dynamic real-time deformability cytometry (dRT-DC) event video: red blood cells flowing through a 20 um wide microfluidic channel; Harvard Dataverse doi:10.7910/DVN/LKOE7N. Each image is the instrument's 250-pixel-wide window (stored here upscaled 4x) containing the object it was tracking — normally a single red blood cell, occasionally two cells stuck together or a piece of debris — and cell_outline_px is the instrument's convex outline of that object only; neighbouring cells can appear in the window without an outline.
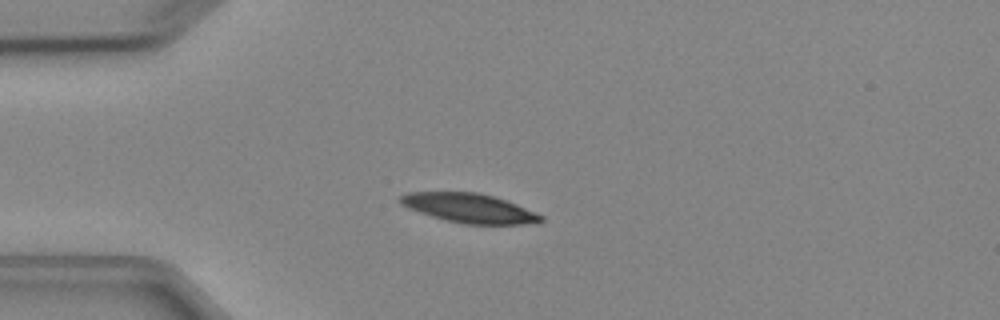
{"species": "Egyptian fruit bat (a non-hibernating species)", "species_latin": "Rousettus aegyptiacus", "temperature_condition": "cold", "stored_images_in_passage": 7, "camera_frame_rate_fps": 3000, "um_per_image_px": 0.085, "animal": {"sex": "female"}, "frame": {"image": 1, "passage_image": 4, "time_ms": 3.667, "image_size_px": [1000, 320], "cell_outline_px": [[544, 220], [536, 224], [464, 224], [432, 216], [408, 208], [400, 204], [400, 196], [408, 192], [476, 192], [492, 196], [516, 204], [544, 216]], "centroid_in_image_um": [39.91, 17.69], "position_along_channel_um": 45.1, "area_um2": 23.76}}